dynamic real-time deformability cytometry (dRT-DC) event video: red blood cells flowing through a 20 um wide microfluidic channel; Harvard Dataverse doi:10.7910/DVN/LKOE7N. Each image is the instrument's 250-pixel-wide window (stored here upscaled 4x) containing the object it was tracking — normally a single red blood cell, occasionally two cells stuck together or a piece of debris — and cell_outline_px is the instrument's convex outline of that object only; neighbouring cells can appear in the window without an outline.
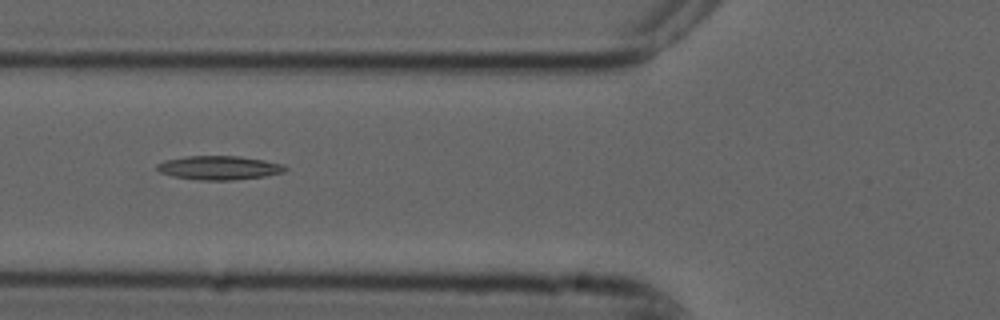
{"species": "common noctule bat (a hibernating species)", "species_latin": "Nyctalus noctula", "temperature_condition": "cold", "stored_images_in_passage": 6, "camera_frame_rate_fps": 3000, "um_per_image_px": 0.085, "animal": {"sex": "male", "forearm_length_mm": 52.5}, "frame": {"image": 1, "passage_image": 4, "time_ms": 1.0, "image_size_px": [1000, 320], "cell_outline_px": [[288, 168], [284, 172], [264, 176], [232, 180], [200, 180], [172, 176], [160, 172], [156, 168], [156, 164], [164, 160], [184, 156], [240, 156], [264, 160], [280, 164]], "centroid_in_image_um": [18.58, 14.25], "position_along_channel_um": 107.2, "area_um2": 17.8}}
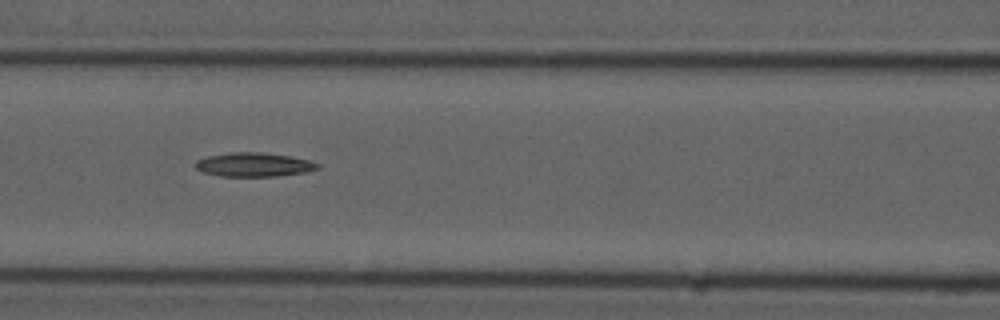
{"frame": {"image": 2, "passage_image": 5, "time_ms": 1.333, "image_size_px": [1000, 320], "cell_outline_px": [[320, 168], [304, 172], [280, 176], [220, 176], [204, 172], [196, 168], [192, 164], [196, 160], [208, 156], [232, 152], [260, 152], [288, 156], [308, 160], [320, 164]], "centroid_in_image_um": [21.55, 13.99], "position_along_channel_um": 145.0, "area_um2": 16.99}}
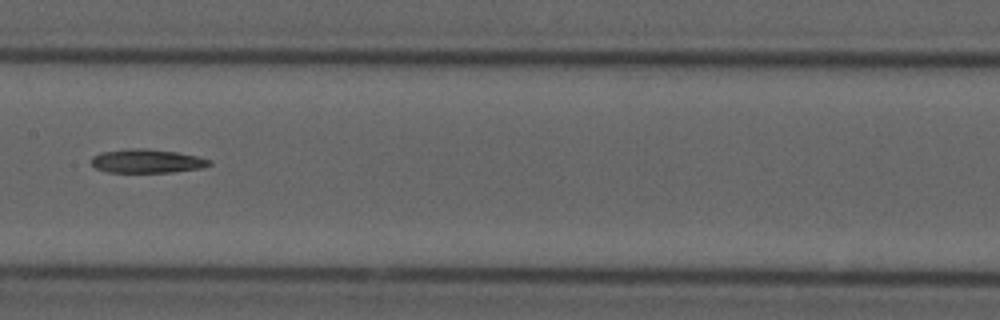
{"frame": {"image": 3, "passage_image": 6, "time_ms": 1.667, "image_size_px": [1000, 320], "cell_outline_px": [[212, 164], [204, 168], [172, 172], [108, 172], [96, 168], [92, 164], [92, 156], [100, 152], [128, 148], [148, 148], [176, 152], [196, 156], [212, 160]], "centroid_in_image_um": [12.51, 13.68], "position_along_channel_um": 194.9, "area_um2": 16.47}}